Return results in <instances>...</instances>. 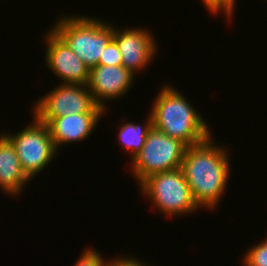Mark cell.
Segmentation results:
<instances>
[{
	"mask_svg": "<svg viewBox=\"0 0 267 266\" xmlns=\"http://www.w3.org/2000/svg\"><path fill=\"white\" fill-rule=\"evenodd\" d=\"M205 141L186 148L181 169L193 200L200 209H217L231 173L229 149L213 141Z\"/></svg>",
	"mask_w": 267,
	"mask_h": 266,
	"instance_id": "obj_1",
	"label": "cell"
},
{
	"mask_svg": "<svg viewBox=\"0 0 267 266\" xmlns=\"http://www.w3.org/2000/svg\"><path fill=\"white\" fill-rule=\"evenodd\" d=\"M149 113L153 127L187 147L199 144L211 136L207 121L187 97L169 82L161 85ZM190 102V103H189Z\"/></svg>",
	"mask_w": 267,
	"mask_h": 266,
	"instance_id": "obj_2",
	"label": "cell"
},
{
	"mask_svg": "<svg viewBox=\"0 0 267 266\" xmlns=\"http://www.w3.org/2000/svg\"><path fill=\"white\" fill-rule=\"evenodd\" d=\"M51 28L89 67L97 66L113 39V24L93 16L63 14Z\"/></svg>",
	"mask_w": 267,
	"mask_h": 266,
	"instance_id": "obj_3",
	"label": "cell"
},
{
	"mask_svg": "<svg viewBox=\"0 0 267 266\" xmlns=\"http://www.w3.org/2000/svg\"><path fill=\"white\" fill-rule=\"evenodd\" d=\"M138 186L140 193H143L142 197H147L152 208L157 209L162 217H182L200 210L193 200L181 168L152 174Z\"/></svg>",
	"mask_w": 267,
	"mask_h": 266,
	"instance_id": "obj_4",
	"label": "cell"
},
{
	"mask_svg": "<svg viewBox=\"0 0 267 266\" xmlns=\"http://www.w3.org/2000/svg\"><path fill=\"white\" fill-rule=\"evenodd\" d=\"M186 148L187 146L180 140L152 127L141 151L129 160L130 174H133L139 185L152 174L181 168Z\"/></svg>",
	"mask_w": 267,
	"mask_h": 266,
	"instance_id": "obj_5",
	"label": "cell"
},
{
	"mask_svg": "<svg viewBox=\"0 0 267 266\" xmlns=\"http://www.w3.org/2000/svg\"><path fill=\"white\" fill-rule=\"evenodd\" d=\"M32 118L30 124L15 134L2 132L14 145L21 168L31 180L48 168L59 153L47 124L40 122L34 115Z\"/></svg>",
	"mask_w": 267,
	"mask_h": 266,
	"instance_id": "obj_6",
	"label": "cell"
},
{
	"mask_svg": "<svg viewBox=\"0 0 267 266\" xmlns=\"http://www.w3.org/2000/svg\"><path fill=\"white\" fill-rule=\"evenodd\" d=\"M36 118H57L71 114L106 113L93 99L87 85L60 84L47 91L32 107Z\"/></svg>",
	"mask_w": 267,
	"mask_h": 266,
	"instance_id": "obj_7",
	"label": "cell"
},
{
	"mask_svg": "<svg viewBox=\"0 0 267 266\" xmlns=\"http://www.w3.org/2000/svg\"><path fill=\"white\" fill-rule=\"evenodd\" d=\"M113 40L118 45L123 66L134 75L148 69L157 56L158 42L154 34L146 28H119L113 24Z\"/></svg>",
	"mask_w": 267,
	"mask_h": 266,
	"instance_id": "obj_8",
	"label": "cell"
},
{
	"mask_svg": "<svg viewBox=\"0 0 267 266\" xmlns=\"http://www.w3.org/2000/svg\"><path fill=\"white\" fill-rule=\"evenodd\" d=\"M45 38L44 62L51 73L60 79V84L87 85L90 68L50 28Z\"/></svg>",
	"mask_w": 267,
	"mask_h": 266,
	"instance_id": "obj_9",
	"label": "cell"
},
{
	"mask_svg": "<svg viewBox=\"0 0 267 266\" xmlns=\"http://www.w3.org/2000/svg\"><path fill=\"white\" fill-rule=\"evenodd\" d=\"M135 76L123 65H97L90 68L88 90L93 95L96 104L107 111V102L121 100L130 91Z\"/></svg>",
	"mask_w": 267,
	"mask_h": 266,
	"instance_id": "obj_10",
	"label": "cell"
},
{
	"mask_svg": "<svg viewBox=\"0 0 267 266\" xmlns=\"http://www.w3.org/2000/svg\"><path fill=\"white\" fill-rule=\"evenodd\" d=\"M105 113L71 114L57 118H37L47 124L57 151L65 144L84 142L100 124ZM68 143V144H67Z\"/></svg>",
	"mask_w": 267,
	"mask_h": 266,
	"instance_id": "obj_11",
	"label": "cell"
},
{
	"mask_svg": "<svg viewBox=\"0 0 267 266\" xmlns=\"http://www.w3.org/2000/svg\"><path fill=\"white\" fill-rule=\"evenodd\" d=\"M32 181L22 170L14 145L0 133V190L11 197L20 196Z\"/></svg>",
	"mask_w": 267,
	"mask_h": 266,
	"instance_id": "obj_12",
	"label": "cell"
},
{
	"mask_svg": "<svg viewBox=\"0 0 267 266\" xmlns=\"http://www.w3.org/2000/svg\"><path fill=\"white\" fill-rule=\"evenodd\" d=\"M148 117H146L145 121H143V124L129 122L126 120L122 124H120L119 131L118 132V142H120V147L124 148L128 151L131 156V160L138 154L143 145L145 144L146 137L148 135V132L153 127L152 124V116L150 113L147 114Z\"/></svg>",
	"mask_w": 267,
	"mask_h": 266,
	"instance_id": "obj_13",
	"label": "cell"
},
{
	"mask_svg": "<svg viewBox=\"0 0 267 266\" xmlns=\"http://www.w3.org/2000/svg\"><path fill=\"white\" fill-rule=\"evenodd\" d=\"M252 245L243 255L242 266H267V237Z\"/></svg>",
	"mask_w": 267,
	"mask_h": 266,
	"instance_id": "obj_14",
	"label": "cell"
},
{
	"mask_svg": "<svg viewBox=\"0 0 267 266\" xmlns=\"http://www.w3.org/2000/svg\"><path fill=\"white\" fill-rule=\"evenodd\" d=\"M81 253L73 266H107V261L101 255L102 253L98 249L93 248V246L91 248L88 247V249L86 248Z\"/></svg>",
	"mask_w": 267,
	"mask_h": 266,
	"instance_id": "obj_15",
	"label": "cell"
},
{
	"mask_svg": "<svg viewBox=\"0 0 267 266\" xmlns=\"http://www.w3.org/2000/svg\"><path fill=\"white\" fill-rule=\"evenodd\" d=\"M98 65H108V66L123 65L118 45L113 39L104 48V51L100 56Z\"/></svg>",
	"mask_w": 267,
	"mask_h": 266,
	"instance_id": "obj_16",
	"label": "cell"
},
{
	"mask_svg": "<svg viewBox=\"0 0 267 266\" xmlns=\"http://www.w3.org/2000/svg\"><path fill=\"white\" fill-rule=\"evenodd\" d=\"M107 266H152L150 264L147 263H143V261H141V259L135 258V257H131V255L127 256L125 254L124 255H120L115 258H111L110 260L107 258Z\"/></svg>",
	"mask_w": 267,
	"mask_h": 266,
	"instance_id": "obj_17",
	"label": "cell"
},
{
	"mask_svg": "<svg viewBox=\"0 0 267 266\" xmlns=\"http://www.w3.org/2000/svg\"><path fill=\"white\" fill-rule=\"evenodd\" d=\"M237 0H217V16L218 14H222L226 16L225 19H229L227 21L233 20V16H235L234 12L236 11Z\"/></svg>",
	"mask_w": 267,
	"mask_h": 266,
	"instance_id": "obj_18",
	"label": "cell"
},
{
	"mask_svg": "<svg viewBox=\"0 0 267 266\" xmlns=\"http://www.w3.org/2000/svg\"><path fill=\"white\" fill-rule=\"evenodd\" d=\"M201 2H203L204 8L208 10L207 12H209L210 15H217V0H201Z\"/></svg>",
	"mask_w": 267,
	"mask_h": 266,
	"instance_id": "obj_19",
	"label": "cell"
}]
</instances>
